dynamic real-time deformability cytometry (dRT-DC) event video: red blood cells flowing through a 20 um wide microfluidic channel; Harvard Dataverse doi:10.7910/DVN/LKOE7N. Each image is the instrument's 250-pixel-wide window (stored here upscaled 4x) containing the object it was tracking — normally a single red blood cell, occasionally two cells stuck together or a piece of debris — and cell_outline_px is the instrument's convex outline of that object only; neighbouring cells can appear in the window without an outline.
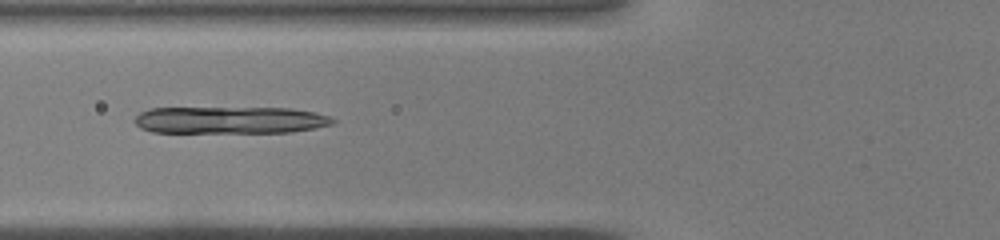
{"species": "common noctule bat (a hibernating species)", "species_latin": "Nyctalus noctula", "temperature_condition": "warm", "stored_images_in_passage": 26, "camera_frame_rate_fps": 3000, "um_per_image_px": 0.085, "animal": {"sex": "male", "body_mass_g": 19.0, "forearm_length_mm": 50.8}, "frame": {"image": 1, "passage_image": 5, "time_ms": 1.333, "image_size_px": [1000, 240], "cell_outline_px": [[336, 120], [332, 124], [316, 128], [288, 132], [152, 132], [140, 128], [132, 120], [140, 112], [148, 108], [292, 108], [316, 112], [328, 116]], "centroid_in_image_um": [19.53, 10.2], "position_along_channel_um": 106.3, "area_um2": 31.33}}
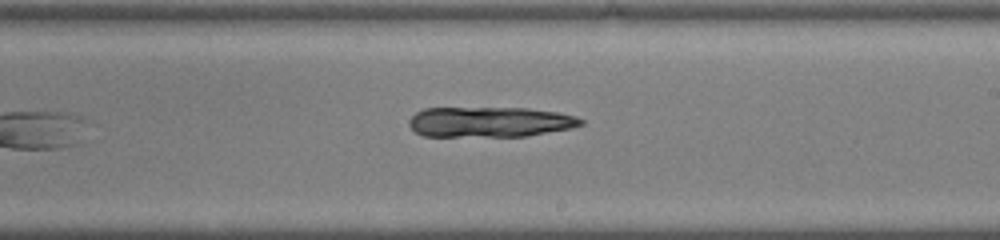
{"frame": {"image": 2, "passage_image": 14, "time_ms": 4.333, "image_size_px": [1000, 240], "cell_outline_px": [[584, 124], [572, 128], [524, 136], [424, 136], [416, 132], [408, 124], [408, 120], [416, 112], [424, 108], [528, 108], [556, 112], [576, 116], [584, 120]], "centroid_in_image_um": [41.63, 10.36], "position_along_channel_um": 247.4, "area_um2": 30.35}}
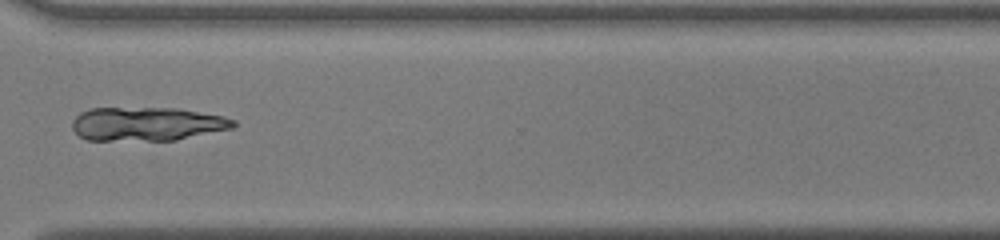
{"frame": {"image": 3, "passage_image": 21, "time_ms": 6.667, "image_size_px": [1000, 240], "cell_outline_px": [[236, 128], [176, 140], [88, 140], [80, 136], [72, 128], [72, 120], [80, 112], [88, 108], [180, 108], [224, 116], [236, 120]], "centroid_in_image_um": [12.54, 10.53], "position_along_channel_um": 358.1, "area_um2": 32.02}}